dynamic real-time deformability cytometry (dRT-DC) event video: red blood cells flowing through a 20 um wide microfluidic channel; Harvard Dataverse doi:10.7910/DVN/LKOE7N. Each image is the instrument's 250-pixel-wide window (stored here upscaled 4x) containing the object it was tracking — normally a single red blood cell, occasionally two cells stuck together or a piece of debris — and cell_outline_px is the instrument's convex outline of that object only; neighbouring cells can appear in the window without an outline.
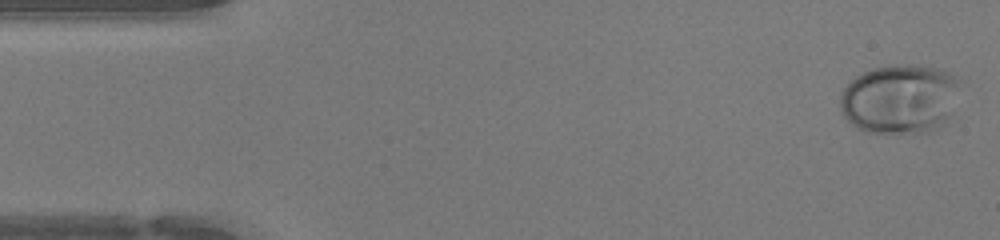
{"species": "human", "species_latin": "Homo sapiens", "temperature_condition": "warm", "stored_images_in_passage": 46, "camera_frame_rate_fps": 3000, "um_per_image_px": 0.085, "donor": {"sex": "female"}, "frame": {"image": 1, "passage_image": 1, "time_ms": 0.0, "image_size_px": [1000, 240], "cell_outline_px": [[960, 80], [952, 112], [936, 128], [928, 132], [864, 132], [856, 128], [844, 116], [840, 108], [840, 92], [856, 76], [872, 68], [912, 64], [936, 68], [948, 72]], "centroid_in_image_um": [76.46, 8.41], "position_along_channel_um": 8.5, "area_um2": 48.09}}
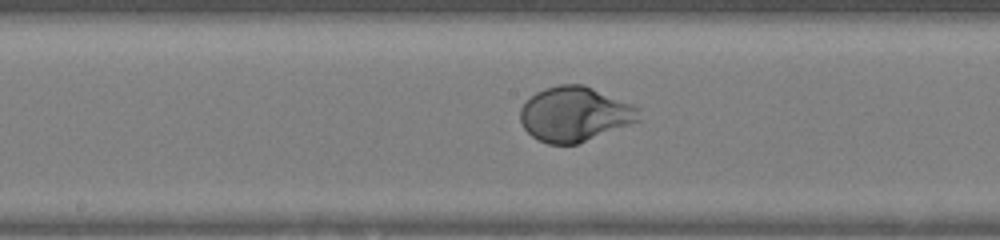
{"frame": {"image": 2, "passage_image": 23, "time_ms": 7.333, "image_size_px": [1000, 240], "cell_outline_px": [[640, 120], [576, 144], [548, 144], [532, 136], [524, 128], [520, 120], [520, 108], [536, 92], [544, 88], [560, 84], [584, 84], [632, 104], [640, 108]], "centroid_in_image_um": [48.84, 9.68], "position_along_channel_um": 199.4, "area_um2": 37.57}}
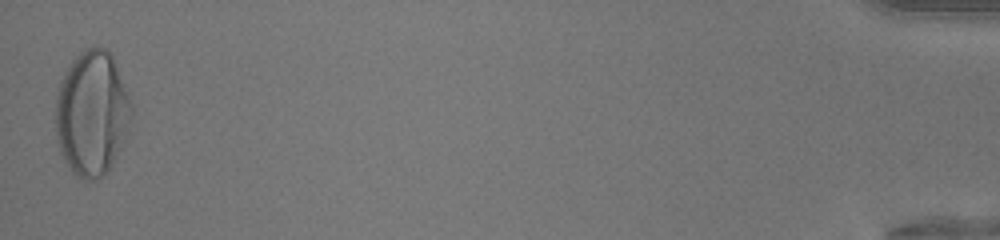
{"frame": {"image": 3, "passage_image": 46, "time_ms": 15.0, "image_size_px": [1000, 240], "cell_outline_px": [[132, 116], [124, 140], [108, 172], [96, 180], [84, 180], [76, 176], [72, 172], [64, 160], [60, 152], [56, 132], [56, 96], [60, 80], [64, 72], [72, 60], [84, 48], [108, 48], [112, 56], [132, 104]], "centroid_in_image_um": [7.8, 9.64], "position_along_channel_um": 427.4, "area_um2": 55.2}, "authors_computed_cell_mechanics": {"area_um2": 38.2925, "velocity_mm_per_s": 4.3002, "shape_relaxation_time_tau1_ms": 3.4494, "shape_relaxation_time_tau2_ms": null, "deformation_change_tau1": 0.2238, "deformation_change_tau2": null}}